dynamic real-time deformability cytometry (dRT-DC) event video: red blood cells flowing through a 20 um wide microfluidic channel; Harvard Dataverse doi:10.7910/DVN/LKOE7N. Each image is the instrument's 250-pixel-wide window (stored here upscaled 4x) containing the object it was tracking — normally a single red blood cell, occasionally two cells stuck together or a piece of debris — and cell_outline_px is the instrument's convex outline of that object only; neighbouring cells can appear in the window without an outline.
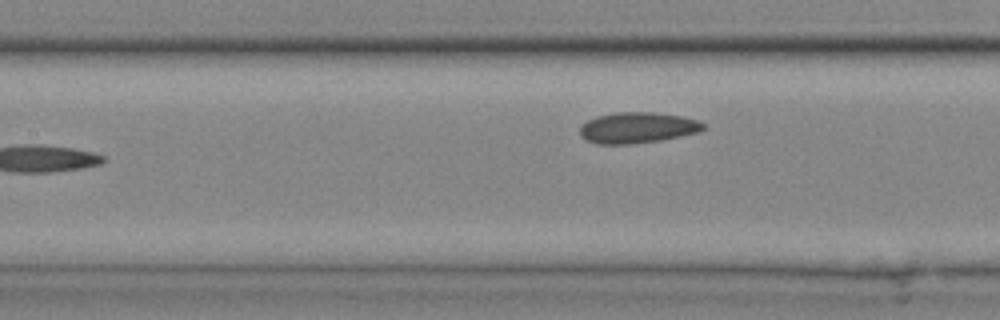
{"species": "common noctule bat (a hibernating species)", "species_latin": "Nyctalus noctula", "temperature_condition": "cold", "stored_images_in_passage": 14, "camera_frame_rate_fps": 3000, "um_per_image_px": 0.085, "animal": {"sex": "male", "body_mass_g": 20.4}, "frame": {"image": 1, "passage_image": 14, "time_ms": 4.333, "image_size_px": [1000, 320], "cell_outline_px": [[704, 128], [700, 132], [660, 140], [632, 144], [596, 144], [584, 140], [580, 136], [580, 124], [596, 116], [616, 112], [652, 112], [680, 116], [696, 120], [704, 124]], "centroid_in_image_um": [54.12, 10.86], "position_along_channel_um": 153.3, "area_um2": 22.31}}